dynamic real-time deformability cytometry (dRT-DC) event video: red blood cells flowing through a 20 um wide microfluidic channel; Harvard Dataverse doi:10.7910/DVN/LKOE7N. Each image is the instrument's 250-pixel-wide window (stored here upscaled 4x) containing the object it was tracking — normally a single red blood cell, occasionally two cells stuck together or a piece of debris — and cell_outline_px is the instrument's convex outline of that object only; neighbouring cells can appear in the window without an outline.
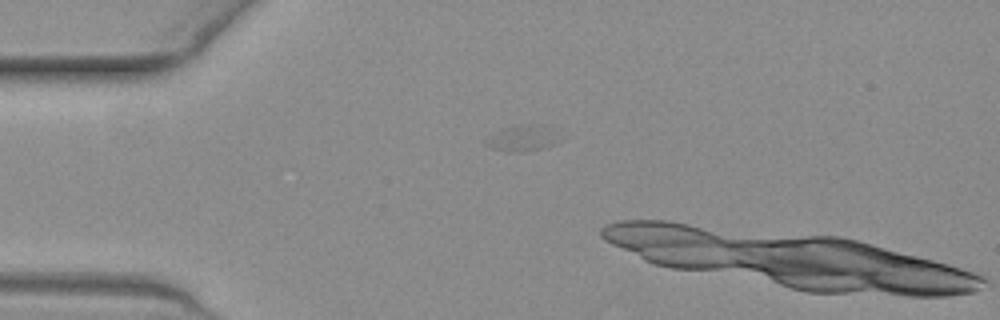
{"species": "common noctule bat (a hibernating species)", "species_latin": "Nyctalus noctula", "temperature_condition": "warm", "stored_images_in_passage": 5, "camera_frame_rate_fps": 3000, "um_per_image_px": 0.085, "animal": {"sex": "female", "body_mass_g": 19.3, "forearm_length_mm": 54.1}, "frame": {"image": 1, "passage_image": 4, "time_ms": 1.0, "image_size_px": [1000, 320], "cell_outline_px": [[564, 140], [556, 144], [544, 148], [516, 152], [508, 152], [488, 148], [484, 144], [484, 140], [488, 136], [504, 128], [528, 124], [532, 124]], "centroid_in_image_um": [44.29, 11.81], "position_along_channel_um": 40.7, "area_um2": 10.69}}